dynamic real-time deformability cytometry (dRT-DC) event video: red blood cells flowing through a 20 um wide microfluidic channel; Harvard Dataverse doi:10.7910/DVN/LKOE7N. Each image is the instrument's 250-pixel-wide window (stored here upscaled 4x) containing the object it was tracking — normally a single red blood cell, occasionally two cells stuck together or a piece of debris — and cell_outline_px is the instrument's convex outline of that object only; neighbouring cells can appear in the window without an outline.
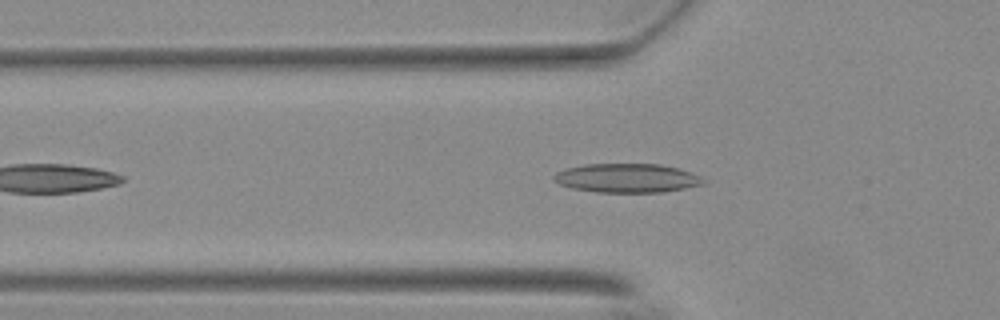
{"species": "Egyptian fruit bat (a non-hibernating species)", "species_latin": "Rousettus aegyptiacus", "temperature_condition": "warm", "stored_images_in_passage": 41, "camera_frame_rate_fps": 3000, "um_per_image_px": 0.085, "animal": {"sex": "female"}, "frame": {"image": 1, "passage_image": 8, "time_ms": 2.333, "image_size_px": [1000, 320], "cell_outline_px": [[704, 184], [684, 188], [660, 192], [596, 192], [572, 188], [560, 184], [552, 176], [556, 172], [564, 168], [584, 164], [660, 164], [680, 168], [692, 172], [700, 176], [704, 180]], "centroid_in_image_um": [53.29, 15.12], "position_along_channel_um": 72.5, "area_um2": 25.26}}
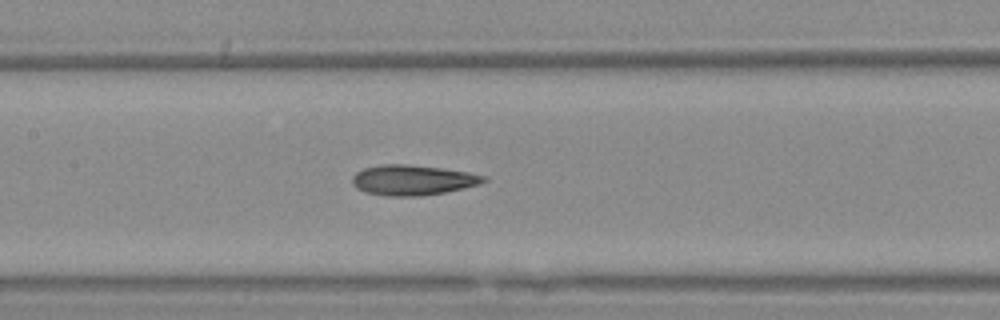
{"frame": {"image": 2, "passage_image": 16, "time_ms": 5.0, "image_size_px": [1000, 320], "cell_outline_px": [[488, 180], [480, 184], [464, 188], [444, 192], [420, 196], [384, 196], [364, 192], [356, 188], [352, 184], [352, 176], [356, 172], [364, 168], [380, 164], [408, 164], [440, 168], [468, 172], [484, 176]], "centroid_in_image_um": [35.03, 15.31], "position_along_channel_um": 172.4, "area_um2": 23.24}}
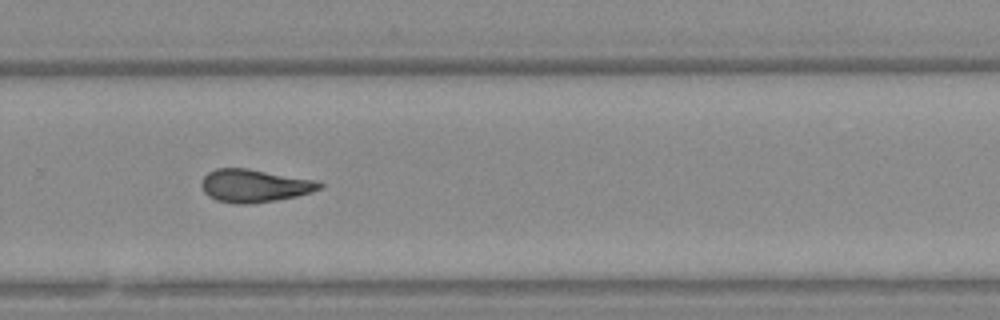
{"frame": {"image": 3, "passage_image": 27, "time_ms": 8.667, "image_size_px": [1000, 320], "cell_outline_px": [[324, 184], [320, 188], [312, 192], [296, 196], [276, 200], [252, 204], [236, 204], [216, 200], [208, 196], [204, 192], [200, 184], [204, 176], [208, 172], [216, 168], [248, 168], [312, 180]], "centroid_in_image_um": [21.57, 15.79], "position_along_channel_um": 308.2, "area_um2": 22.54}, "authors_computed_cell_mechanics": {"area_um2": 22.542, "velocity_mm_per_s": 3.7215, "shape_relaxation_time_tau1_ms": null, "shape_relaxation_time_tau2_ms": 3.2174, "deformation_change_tau1": null, "deformation_change_tau2": 0.0989}}